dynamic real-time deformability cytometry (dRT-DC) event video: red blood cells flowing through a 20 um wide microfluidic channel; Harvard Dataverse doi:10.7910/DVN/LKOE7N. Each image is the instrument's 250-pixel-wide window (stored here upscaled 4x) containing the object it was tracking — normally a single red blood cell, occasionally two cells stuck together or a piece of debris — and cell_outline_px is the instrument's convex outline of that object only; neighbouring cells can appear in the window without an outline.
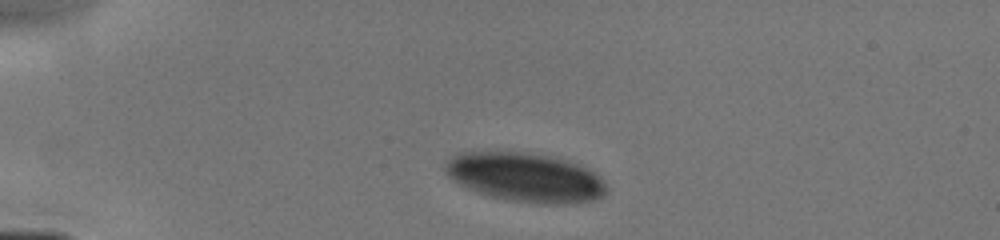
{"species": "human", "species_latin": "Homo sapiens", "temperature_condition": "cold", "stored_images_in_passage": 55, "camera_frame_rate_fps": 3000, "um_per_image_px": 0.085, "donor": {"sex": "male"}, "frame": {"image": 1, "passage_image": 1, "time_ms": 0.0, "image_size_px": [1000, 240], "cell_outline_px": [[604, 192], [600, 196], [592, 200], [564, 204], [548, 204], [508, 200], [476, 192], [452, 180], [444, 172], [444, 160], [452, 156], [464, 152], [520, 152], [548, 156], [564, 160], [576, 164], [600, 176], [604, 180]], "centroid_in_image_um": [44.57, 15.07], "position_along_channel_um": 40.4, "area_um2": 45.55}}
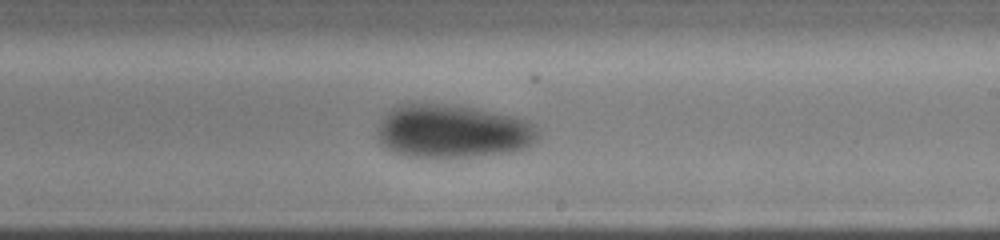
{"frame": {"image": 2, "passage_image": 29, "time_ms": 6.0, "image_size_px": [1000, 240], "cell_outline_px": [[540, 136], [532, 144], [524, 148], [512, 152], [468, 156], [412, 156], [396, 152], [388, 148], [380, 140], [376, 128], [384, 116], [392, 108], [400, 104], [440, 104], [472, 108], [512, 116], [528, 120], [540, 132]], "centroid_in_image_um": [38.51, 11.15], "position_along_channel_um": 250.5, "area_um2": 49.13}}
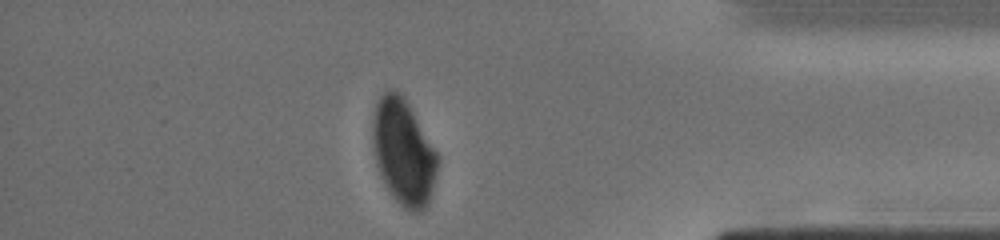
{"frame": {"image": 3, "passage_image": 47, "time_ms": 10.0, "image_size_px": [1000, 240], "cell_outline_px": [[440, 160], [428, 204], [420, 212], [408, 212], [396, 200], [388, 188], [376, 164], [372, 136], [372, 124], [376, 104], [380, 96], [388, 88], [396, 92], [408, 104], [440, 156]], "centroid_in_image_um": [34.31, 12.95], "position_along_channel_um": 400.9, "area_um2": 39.59}}